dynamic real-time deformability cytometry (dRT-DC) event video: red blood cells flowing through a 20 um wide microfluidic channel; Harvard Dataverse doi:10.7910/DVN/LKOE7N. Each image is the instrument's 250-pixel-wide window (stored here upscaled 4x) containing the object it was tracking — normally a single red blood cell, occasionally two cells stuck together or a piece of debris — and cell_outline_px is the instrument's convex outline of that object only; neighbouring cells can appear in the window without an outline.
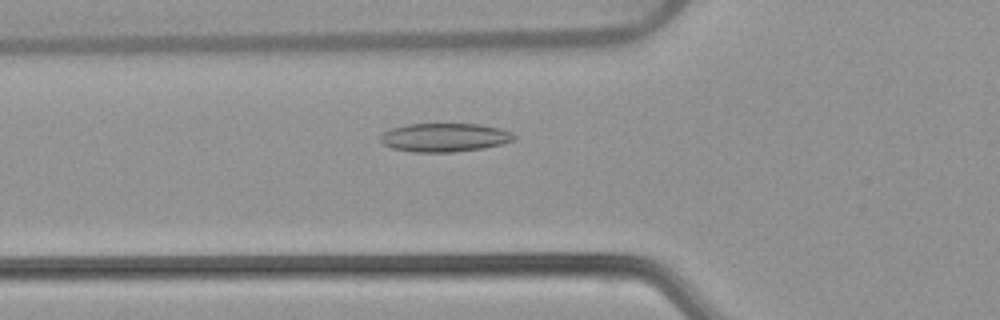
{"species": "common noctule bat (a hibernating species)", "species_latin": "Nyctalus noctula", "temperature_condition": "warm", "stored_images_in_passage": 46, "camera_frame_rate_fps": 3000, "um_per_image_px": 0.085, "animal": {"sex": "female", "body_mass_g": 22.7, "forearm_length_mm": 54.2}, "frame": {"image": 1, "passage_image": 12, "time_ms": 3.667, "image_size_px": [1000, 320], "cell_outline_px": [[516, 140], [484, 148], [452, 152], [412, 152], [392, 148], [384, 144], [380, 140], [380, 136], [384, 132], [392, 128], [408, 124], [476, 124], [500, 128], [512, 132], [516, 136]], "centroid_in_image_um": [37.81, 11.68], "position_along_channel_um": 88.0, "area_um2": 22.25}}
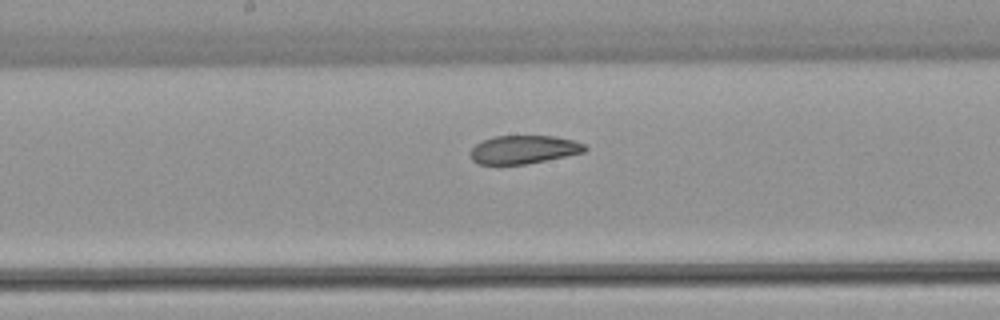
{"frame": {"image": 2, "passage_image": 21, "time_ms": 6.667, "image_size_px": [1000, 320], "cell_outline_px": [[588, 148], [584, 152], [524, 164], [476, 164], [472, 160], [468, 152], [476, 144], [484, 140], [496, 136], [556, 136], [572, 140], [584, 144]], "centroid_in_image_um": [44.47, 12.71], "position_along_channel_um": 203.7, "area_um2": 18.73}}
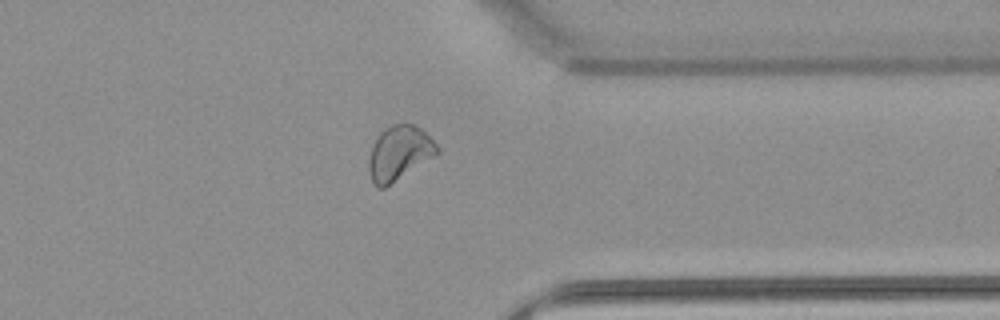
{"frame": {"image": 3, "passage_image": 35, "time_ms": 11.333, "image_size_px": [1000, 320], "cell_outline_px": [[440, 152], [436, 156], [384, 188], [376, 188], [368, 172], [368, 160], [372, 144], [380, 132], [384, 128], [392, 124], [416, 124], [440, 148]], "centroid_in_image_um": [33.92, 13.02], "position_along_channel_um": 377.5, "area_um2": 21.85}, "authors_computed_cell_mechanics": {"area_um2": 21.5305, "velocity_mm_per_s": 3.8428, "shape_relaxation_time_tau1_ms": 9.1234, "shape_relaxation_time_tau2_ms": 2.677, "deformation_change_tau1": 0.1855, "deformation_change_tau2": 0.0837}}